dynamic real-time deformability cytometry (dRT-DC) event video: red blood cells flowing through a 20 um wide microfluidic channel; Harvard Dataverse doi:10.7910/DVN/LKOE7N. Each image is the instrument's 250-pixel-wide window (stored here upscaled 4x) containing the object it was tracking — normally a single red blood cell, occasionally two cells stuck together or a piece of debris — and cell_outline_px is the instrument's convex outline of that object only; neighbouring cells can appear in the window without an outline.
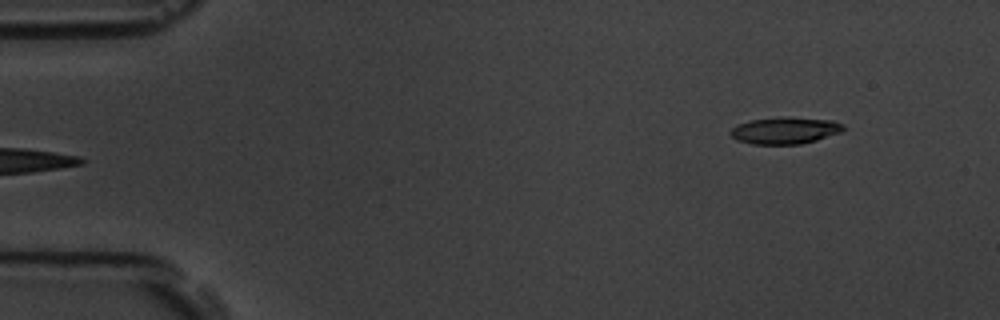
{"species": "common noctule bat (a hibernating species)", "species_latin": "Nyctalus noctula", "temperature_condition": "room temperature", "stored_images_in_passage": 5, "segment_of_instrument_passage": [2, 2], "camera_frame_rate_fps": 3000, "um_per_image_px": 0.085, "animal": {"sex": "male", "body_mass_g": 19.5, "forearm_length_mm": 54.6}, "frame": {"image": 1, "passage_image": 5, "time_ms": 4.667, "image_size_px": [1000, 320], "cell_outline_px": [[844, 128], [840, 132], [816, 140], [800, 144], [752, 144], [736, 140], [728, 132], [736, 124], [748, 120], [784, 116], [832, 120], [844, 124]], "centroid_in_image_um": [66.68, 11.08], "position_along_channel_um": 18.3, "area_um2": 17.8}}